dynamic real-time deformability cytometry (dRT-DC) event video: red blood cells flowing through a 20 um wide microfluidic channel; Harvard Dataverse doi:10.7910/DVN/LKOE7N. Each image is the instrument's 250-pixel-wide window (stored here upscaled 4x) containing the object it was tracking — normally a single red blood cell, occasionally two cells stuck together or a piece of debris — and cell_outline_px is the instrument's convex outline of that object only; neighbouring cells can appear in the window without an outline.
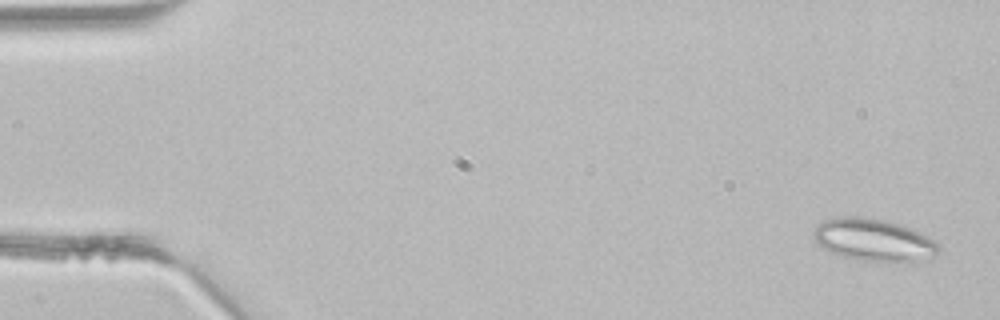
{"species": "common noctule bat (a hibernating species)", "species_latin": "Nyctalus noctula", "temperature_condition": "room temperature", "stored_images_in_passage": 4, "camera_frame_rate_fps": 3000, "um_per_image_px": 0.085, "animal": {"sex": "male", "body_mass_g": 21.5, "forearm_length_mm": 52.0}, "frame": {"image": 1, "passage_image": 1, "time_ms": 0.0, "image_size_px": [1000, 320], "cell_outline_px": [[940, 248], [932, 256], [900, 264], [864, 260], [844, 256], [820, 248], [812, 236], [812, 232], [824, 220], [840, 216], [856, 216], [880, 220], [900, 224], [912, 228], [936, 240]], "centroid_in_image_um": [74.26, 20.41], "position_along_channel_um": 10.7, "area_um2": 30.92}}